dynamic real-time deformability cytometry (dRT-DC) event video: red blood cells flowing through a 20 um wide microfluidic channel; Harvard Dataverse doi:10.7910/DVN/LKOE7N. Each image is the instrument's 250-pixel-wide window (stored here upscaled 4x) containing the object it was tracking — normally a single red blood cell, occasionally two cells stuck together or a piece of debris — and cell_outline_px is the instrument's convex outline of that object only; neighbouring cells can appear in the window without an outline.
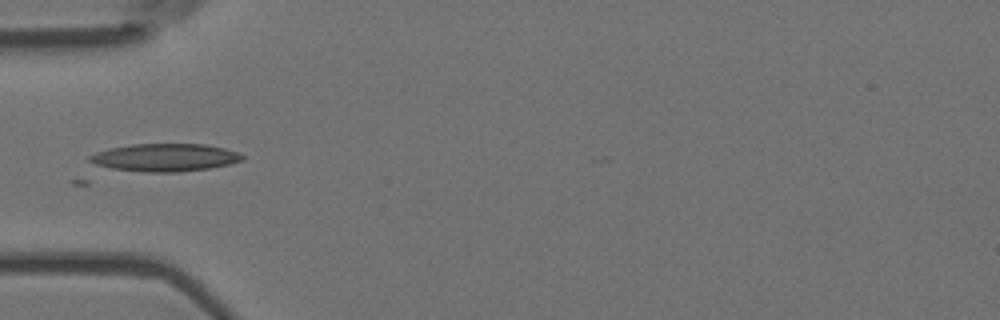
{"species": "Egyptian fruit bat (a non-hibernating species)", "species_latin": "Rousettus aegyptiacus", "temperature_condition": "room temperature", "stored_images_in_passage": 4, "camera_frame_rate_fps": 3000, "um_per_image_px": 0.085, "animal": {"sex": "female"}, "frame": {"image": 1, "passage_image": 4, "time_ms": 1.0, "image_size_px": [1000, 320], "cell_outline_px": [[244, 160], [228, 164], [208, 168], [176, 172], [144, 172], [112, 168], [96, 164], [88, 160], [88, 156], [96, 152], [112, 148], [132, 144], [204, 144], [224, 148], [236, 152], [244, 156]], "centroid_in_image_um": [14.02, 13.38], "position_along_channel_um": 71.0, "area_um2": 24.39}}